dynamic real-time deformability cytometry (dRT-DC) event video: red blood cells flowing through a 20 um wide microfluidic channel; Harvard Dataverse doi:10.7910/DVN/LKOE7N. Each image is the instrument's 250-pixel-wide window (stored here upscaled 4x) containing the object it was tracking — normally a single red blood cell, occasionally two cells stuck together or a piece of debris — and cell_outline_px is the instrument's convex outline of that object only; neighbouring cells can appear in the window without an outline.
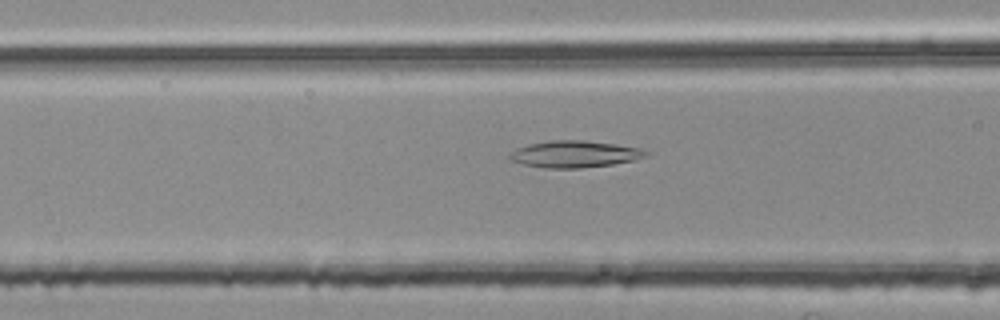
{"species": "common noctule bat (a hibernating species)", "species_latin": "Nyctalus noctula", "temperature_condition": "room temperature", "stored_images_in_passage": 52, "camera_frame_rate_fps": 3000, "um_per_image_px": 0.085, "animal": {"sex": "female", "body_mass_g": 25.1}, "frame": {"image": 1, "passage_image": 19, "time_ms": 6.0, "image_size_px": [1000, 320], "cell_outline_px": [[648, 156], [636, 160], [612, 164], [580, 168], [544, 168], [524, 164], [508, 160], [508, 156], [516, 148], [528, 144], [552, 140], [584, 140], [616, 144], [640, 148], [648, 152]], "centroid_in_image_um": [48.84, 13.1], "position_along_channel_um": 117.8, "area_um2": 21.33}}
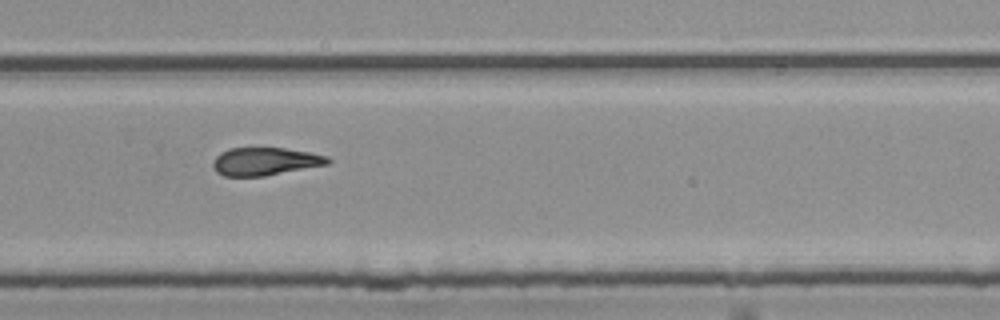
{"frame": {"image": 2, "passage_image": 34, "time_ms": 11.0, "image_size_px": [1000, 320], "cell_outline_px": [[332, 160], [328, 164], [264, 176], [224, 176], [216, 172], [212, 164], [216, 156], [220, 152], [228, 148], [284, 148], [308, 152], [328, 156]], "centroid_in_image_um": [22.52, 13.72], "position_along_channel_um": 307.3, "area_um2": 18.61}}
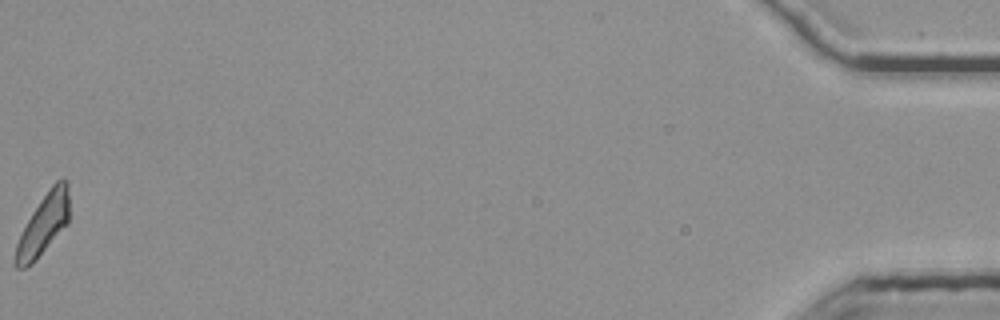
{"frame": {"image": 3, "passage_image": 52, "time_ms": 17.0, "image_size_px": [1000, 320], "cell_outline_px": [[68, 224], [36, 260], [32, 264], [24, 268], [16, 268], [12, 264], [12, 260], [16, 244], [32, 212], [40, 200], [52, 184], [56, 180], [64, 176], [68, 180]], "centroid_in_image_um": [3.68, 19.1], "position_along_channel_um": 431.5, "area_um2": 19.19}, "authors_computed_cell_mechanics": {"area_um2": 19.4786, "velocity_mm_per_s": 3.7979, "shape_relaxation_time_tau1_ms": null, "shape_relaxation_time_tau2_ms": 7.1866, "deformation_change_tau1": null, "deformation_change_tau2": 0.1849}}